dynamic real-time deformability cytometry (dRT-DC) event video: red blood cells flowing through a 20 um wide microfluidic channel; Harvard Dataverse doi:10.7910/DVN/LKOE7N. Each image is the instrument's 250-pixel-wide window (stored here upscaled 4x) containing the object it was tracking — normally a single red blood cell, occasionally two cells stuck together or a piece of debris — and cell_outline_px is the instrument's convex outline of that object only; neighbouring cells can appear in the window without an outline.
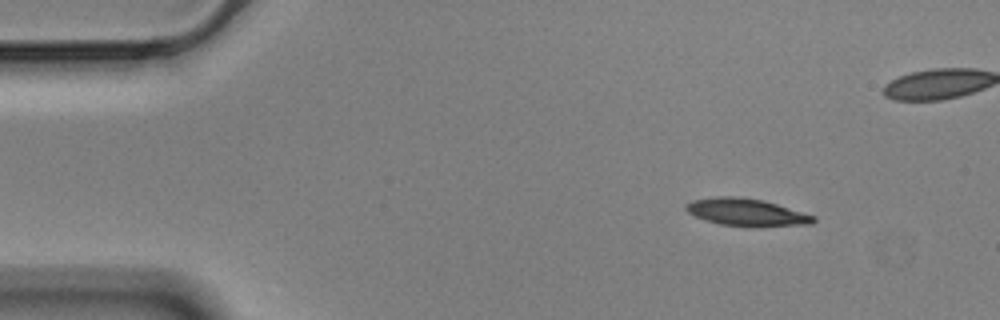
{"species": "Egyptian fruit bat (a non-hibernating species)", "species_latin": "Rousettus aegyptiacus", "temperature_condition": "cold", "stored_images_in_passage": 51, "camera_frame_rate_fps": 3000, "um_per_image_px": 0.085, "animal": {"sex": "male"}, "frame": {"image": 1, "passage_image": 1, "time_ms": 0.0, "image_size_px": [1000, 320], "cell_outline_px": [[816, 220], [812, 224], [760, 228], [752, 228], [720, 224], [704, 220], [688, 212], [684, 208], [692, 200], [716, 196], [736, 196], [760, 200], [776, 204], [816, 216]], "centroid_in_image_um": [63.48, 18.07], "position_along_channel_um": 21.5, "area_um2": 20.63}}
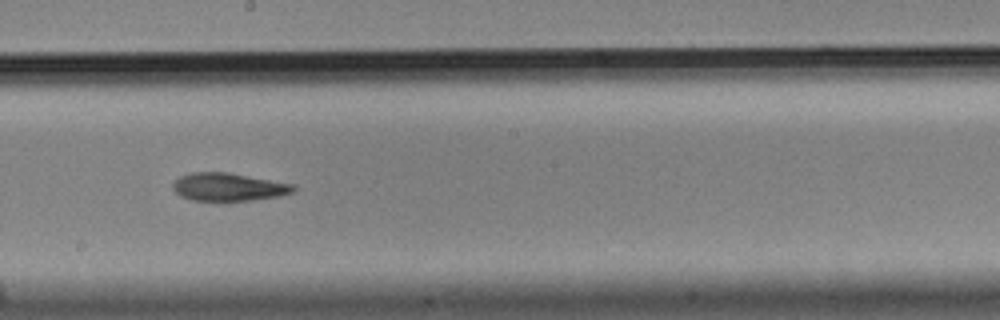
{"frame": {"image": 2, "passage_image": 25, "time_ms": 8.0, "image_size_px": [1000, 320], "cell_outline_px": [[296, 192], [280, 196], [224, 204], [192, 200], [180, 196], [172, 188], [172, 184], [180, 176], [192, 172], [228, 172], [296, 184]], "centroid_in_image_um": [19.45, 15.93], "position_along_channel_um": 228.8, "area_um2": 20.63}}
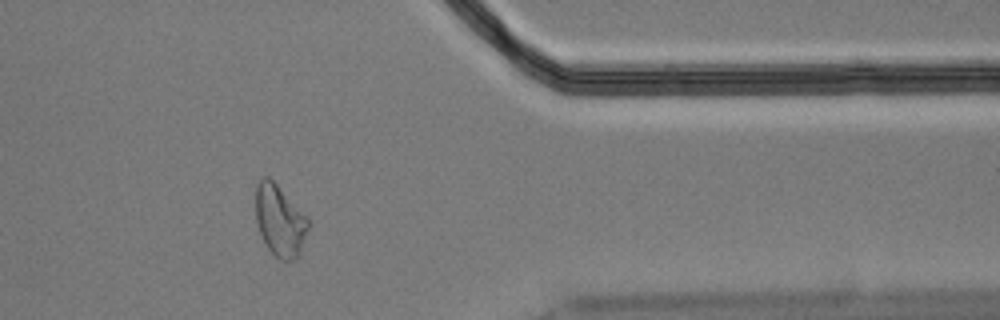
{"frame": {"image": 3, "passage_image": 40, "time_ms": 13.0, "image_size_px": [1000, 320], "cell_outline_px": [[308, 228], [300, 248], [296, 256], [292, 260], [280, 260], [268, 248], [260, 232], [256, 220], [256, 184], [264, 176], [268, 176], [308, 216]], "centroid_in_image_um": [23.77, 18.71], "position_along_channel_um": 387.6, "area_um2": 21.33}, "authors_computed_cell_mechanics": {"area_um2": 20.6346, "velocity_mm_per_s": 3.5349, "shape_relaxation_time_tau1_ms": 8.0683, "shape_relaxation_time_tau2_ms": null, "deformation_change_tau1": 0.2009, "deformation_change_tau2": null}}